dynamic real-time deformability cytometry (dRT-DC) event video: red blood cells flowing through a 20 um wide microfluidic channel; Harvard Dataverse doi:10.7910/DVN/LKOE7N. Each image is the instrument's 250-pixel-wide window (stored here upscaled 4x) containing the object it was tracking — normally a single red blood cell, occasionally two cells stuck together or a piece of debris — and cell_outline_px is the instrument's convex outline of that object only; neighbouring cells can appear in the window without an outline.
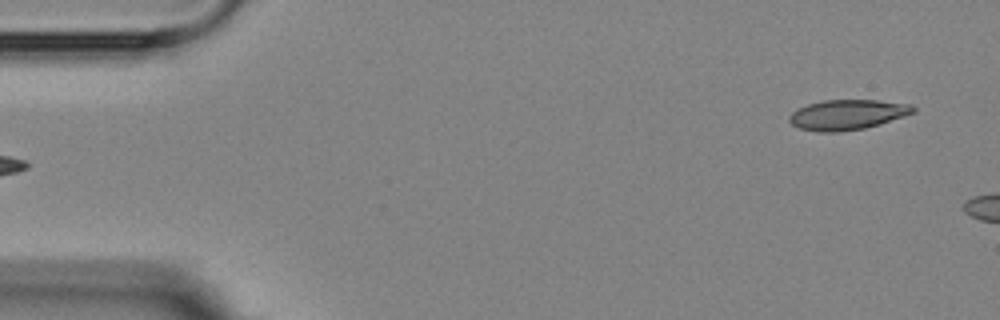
{"species": "Egyptian fruit bat (a non-hibernating species)", "species_latin": "Rousettus aegyptiacus", "temperature_condition": "room temperature", "stored_images_in_passage": 6, "segment_of_instrument_passage": [2, 2], "camera_frame_rate_fps": 3000, "um_per_image_px": 0.085, "animal": {"sex": "female"}, "frame": {"image": 1, "passage_image": 6, "time_ms": 5.667, "image_size_px": [1000, 320], "cell_outline_px": [[916, 112], [904, 116], [864, 128], [836, 132], [820, 132], [800, 128], [792, 124], [788, 120], [788, 116], [796, 108], [808, 104], [824, 100], [876, 100], [912, 104], [916, 108]], "centroid_in_image_um": [72.01, 9.73], "position_along_channel_um": 13.0, "area_um2": 21.68}}